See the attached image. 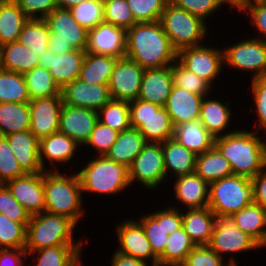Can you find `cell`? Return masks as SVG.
<instances>
[{"label": "cell", "mask_w": 266, "mask_h": 266, "mask_svg": "<svg viewBox=\"0 0 266 266\" xmlns=\"http://www.w3.org/2000/svg\"><path fill=\"white\" fill-rule=\"evenodd\" d=\"M125 57L144 70L172 65L177 51L172 47L160 21L136 23L126 30Z\"/></svg>", "instance_id": "6da1fadb"}, {"label": "cell", "mask_w": 266, "mask_h": 266, "mask_svg": "<svg viewBox=\"0 0 266 266\" xmlns=\"http://www.w3.org/2000/svg\"><path fill=\"white\" fill-rule=\"evenodd\" d=\"M259 133L240 128L215 138L214 147L229 161L233 175L252 179L266 168V140Z\"/></svg>", "instance_id": "7a4b0ae2"}, {"label": "cell", "mask_w": 266, "mask_h": 266, "mask_svg": "<svg viewBox=\"0 0 266 266\" xmlns=\"http://www.w3.org/2000/svg\"><path fill=\"white\" fill-rule=\"evenodd\" d=\"M45 211L65 216L76 225L85 213L77 171L71 175L59 171H44Z\"/></svg>", "instance_id": "3957f363"}, {"label": "cell", "mask_w": 266, "mask_h": 266, "mask_svg": "<svg viewBox=\"0 0 266 266\" xmlns=\"http://www.w3.org/2000/svg\"><path fill=\"white\" fill-rule=\"evenodd\" d=\"M92 158L77 171L83 197L86 192L92 195H116L130 186L129 170L125 165L116 163L105 155H95Z\"/></svg>", "instance_id": "277c9868"}, {"label": "cell", "mask_w": 266, "mask_h": 266, "mask_svg": "<svg viewBox=\"0 0 266 266\" xmlns=\"http://www.w3.org/2000/svg\"><path fill=\"white\" fill-rule=\"evenodd\" d=\"M77 225L69 218L46 211L32 215L27 225L25 251H37L58 245H83L73 238Z\"/></svg>", "instance_id": "5b68a950"}, {"label": "cell", "mask_w": 266, "mask_h": 266, "mask_svg": "<svg viewBox=\"0 0 266 266\" xmlns=\"http://www.w3.org/2000/svg\"><path fill=\"white\" fill-rule=\"evenodd\" d=\"M160 22L172 47L177 52L183 48L203 45V40L208 35L207 22L170 1L162 13Z\"/></svg>", "instance_id": "8992f818"}, {"label": "cell", "mask_w": 266, "mask_h": 266, "mask_svg": "<svg viewBox=\"0 0 266 266\" xmlns=\"http://www.w3.org/2000/svg\"><path fill=\"white\" fill-rule=\"evenodd\" d=\"M254 203V186L250 178L231 175L210 184L208 207L216 217H230Z\"/></svg>", "instance_id": "52a82bcc"}, {"label": "cell", "mask_w": 266, "mask_h": 266, "mask_svg": "<svg viewBox=\"0 0 266 266\" xmlns=\"http://www.w3.org/2000/svg\"><path fill=\"white\" fill-rule=\"evenodd\" d=\"M131 128L138 129L146 142L163 143L174 136V126L165 107L135 99L129 102Z\"/></svg>", "instance_id": "ba28073f"}, {"label": "cell", "mask_w": 266, "mask_h": 266, "mask_svg": "<svg viewBox=\"0 0 266 266\" xmlns=\"http://www.w3.org/2000/svg\"><path fill=\"white\" fill-rule=\"evenodd\" d=\"M44 20L50 30L48 49L56 56L73 49L85 50L88 31L74 20L68 9L56 8Z\"/></svg>", "instance_id": "9c48e42d"}, {"label": "cell", "mask_w": 266, "mask_h": 266, "mask_svg": "<svg viewBox=\"0 0 266 266\" xmlns=\"http://www.w3.org/2000/svg\"><path fill=\"white\" fill-rule=\"evenodd\" d=\"M244 40V41H243ZM223 48L224 65L253 72L252 80L266 76V41L249 37Z\"/></svg>", "instance_id": "30bf717a"}, {"label": "cell", "mask_w": 266, "mask_h": 266, "mask_svg": "<svg viewBox=\"0 0 266 266\" xmlns=\"http://www.w3.org/2000/svg\"><path fill=\"white\" fill-rule=\"evenodd\" d=\"M128 170L131 186L139 181L146 189L156 190L166 180L162 143L147 142Z\"/></svg>", "instance_id": "8fae6325"}, {"label": "cell", "mask_w": 266, "mask_h": 266, "mask_svg": "<svg viewBox=\"0 0 266 266\" xmlns=\"http://www.w3.org/2000/svg\"><path fill=\"white\" fill-rule=\"evenodd\" d=\"M180 210L169 205L163 210L157 211L156 209L155 212L144 214L140 219H137L142 225L151 249L157 258L163 254L168 236L182 228V210Z\"/></svg>", "instance_id": "7c38bea8"}, {"label": "cell", "mask_w": 266, "mask_h": 266, "mask_svg": "<svg viewBox=\"0 0 266 266\" xmlns=\"http://www.w3.org/2000/svg\"><path fill=\"white\" fill-rule=\"evenodd\" d=\"M177 60L212 87L213 81L217 80L220 71L225 68L223 50L211 45L183 48L177 52Z\"/></svg>", "instance_id": "4fadbf2b"}, {"label": "cell", "mask_w": 266, "mask_h": 266, "mask_svg": "<svg viewBox=\"0 0 266 266\" xmlns=\"http://www.w3.org/2000/svg\"><path fill=\"white\" fill-rule=\"evenodd\" d=\"M208 246L222 259H225L224 254L227 257L229 253L231 255L261 248L251 236L238 228L230 217H216Z\"/></svg>", "instance_id": "5bb4252c"}, {"label": "cell", "mask_w": 266, "mask_h": 266, "mask_svg": "<svg viewBox=\"0 0 266 266\" xmlns=\"http://www.w3.org/2000/svg\"><path fill=\"white\" fill-rule=\"evenodd\" d=\"M144 69L135 61L119 58L108 87L112 99L131 102L139 97Z\"/></svg>", "instance_id": "9a60e30c"}, {"label": "cell", "mask_w": 266, "mask_h": 266, "mask_svg": "<svg viewBox=\"0 0 266 266\" xmlns=\"http://www.w3.org/2000/svg\"><path fill=\"white\" fill-rule=\"evenodd\" d=\"M115 230L119 243L117 252L142 260L145 263L151 261L149 262L150 266H158V258L151 249L142 225L136 219H125L116 226Z\"/></svg>", "instance_id": "2e32d148"}, {"label": "cell", "mask_w": 266, "mask_h": 266, "mask_svg": "<svg viewBox=\"0 0 266 266\" xmlns=\"http://www.w3.org/2000/svg\"><path fill=\"white\" fill-rule=\"evenodd\" d=\"M62 94L38 98L29 101L30 128L29 130L40 141L52 133L59 131Z\"/></svg>", "instance_id": "e0dca14e"}, {"label": "cell", "mask_w": 266, "mask_h": 266, "mask_svg": "<svg viewBox=\"0 0 266 266\" xmlns=\"http://www.w3.org/2000/svg\"><path fill=\"white\" fill-rule=\"evenodd\" d=\"M85 55V50L73 49L56 56L54 52L48 49L40 54L38 66L48 69L62 90L68 83L79 77Z\"/></svg>", "instance_id": "ac0fdd59"}, {"label": "cell", "mask_w": 266, "mask_h": 266, "mask_svg": "<svg viewBox=\"0 0 266 266\" xmlns=\"http://www.w3.org/2000/svg\"><path fill=\"white\" fill-rule=\"evenodd\" d=\"M87 53L124 58L126 55V30L110 23H100L87 32Z\"/></svg>", "instance_id": "d6986e66"}, {"label": "cell", "mask_w": 266, "mask_h": 266, "mask_svg": "<svg viewBox=\"0 0 266 266\" xmlns=\"http://www.w3.org/2000/svg\"><path fill=\"white\" fill-rule=\"evenodd\" d=\"M5 185L30 216L45 211L44 172L27 173L7 181Z\"/></svg>", "instance_id": "ffe728a7"}, {"label": "cell", "mask_w": 266, "mask_h": 266, "mask_svg": "<svg viewBox=\"0 0 266 266\" xmlns=\"http://www.w3.org/2000/svg\"><path fill=\"white\" fill-rule=\"evenodd\" d=\"M98 122L97 111L63 104L60 112L59 132L84 146Z\"/></svg>", "instance_id": "44dd1931"}, {"label": "cell", "mask_w": 266, "mask_h": 266, "mask_svg": "<svg viewBox=\"0 0 266 266\" xmlns=\"http://www.w3.org/2000/svg\"><path fill=\"white\" fill-rule=\"evenodd\" d=\"M63 104L100 110L112 98L108 84H91L80 79L68 83L61 90Z\"/></svg>", "instance_id": "7402d4cb"}, {"label": "cell", "mask_w": 266, "mask_h": 266, "mask_svg": "<svg viewBox=\"0 0 266 266\" xmlns=\"http://www.w3.org/2000/svg\"><path fill=\"white\" fill-rule=\"evenodd\" d=\"M82 148L73 139L61 132H55L39 141V161L44 171H59L57 166L67 165L75 158L76 151ZM52 165L50 169L45 162ZM58 163V164H57ZM67 163V164H66ZM52 168V169H51Z\"/></svg>", "instance_id": "603a6c76"}, {"label": "cell", "mask_w": 266, "mask_h": 266, "mask_svg": "<svg viewBox=\"0 0 266 266\" xmlns=\"http://www.w3.org/2000/svg\"><path fill=\"white\" fill-rule=\"evenodd\" d=\"M176 179V180H175ZM174 197L185 210L208 207L210 184L195 173L174 178Z\"/></svg>", "instance_id": "cb8c5ba5"}, {"label": "cell", "mask_w": 266, "mask_h": 266, "mask_svg": "<svg viewBox=\"0 0 266 266\" xmlns=\"http://www.w3.org/2000/svg\"><path fill=\"white\" fill-rule=\"evenodd\" d=\"M173 86L171 65L145 69L138 99L164 107Z\"/></svg>", "instance_id": "d4e9b609"}, {"label": "cell", "mask_w": 266, "mask_h": 266, "mask_svg": "<svg viewBox=\"0 0 266 266\" xmlns=\"http://www.w3.org/2000/svg\"><path fill=\"white\" fill-rule=\"evenodd\" d=\"M204 96L190 93L182 88L173 86L165 104L173 126L180 123L199 119L200 107Z\"/></svg>", "instance_id": "484cf974"}, {"label": "cell", "mask_w": 266, "mask_h": 266, "mask_svg": "<svg viewBox=\"0 0 266 266\" xmlns=\"http://www.w3.org/2000/svg\"><path fill=\"white\" fill-rule=\"evenodd\" d=\"M9 146L26 173L44 172L39 161V140L30 131L6 135Z\"/></svg>", "instance_id": "4316f807"}, {"label": "cell", "mask_w": 266, "mask_h": 266, "mask_svg": "<svg viewBox=\"0 0 266 266\" xmlns=\"http://www.w3.org/2000/svg\"><path fill=\"white\" fill-rule=\"evenodd\" d=\"M231 111L228 101L224 103L212 97L209 99L206 95L201 103L199 120L214 138H218L236 131L226 132L232 121Z\"/></svg>", "instance_id": "83f0119b"}, {"label": "cell", "mask_w": 266, "mask_h": 266, "mask_svg": "<svg viewBox=\"0 0 266 266\" xmlns=\"http://www.w3.org/2000/svg\"><path fill=\"white\" fill-rule=\"evenodd\" d=\"M215 224L216 215L209 207L182 212V227L195 246L209 244Z\"/></svg>", "instance_id": "f1b7e54d"}, {"label": "cell", "mask_w": 266, "mask_h": 266, "mask_svg": "<svg viewBox=\"0 0 266 266\" xmlns=\"http://www.w3.org/2000/svg\"><path fill=\"white\" fill-rule=\"evenodd\" d=\"M173 139L196 155L211 149L215 140L199 119L175 126Z\"/></svg>", "instance_id": "f546056e"}, {"label": "cell", "mask_w": 266, "mask_h": 266, "mask_svg": "<svg viewBox=\"0 0 266 266\" xmlns=\"http://www.w3.org/2000/svg\"><path fill=\"white\" fill-rule=\"evenodd\" d=\"M166 178L194 173L196 154L179 144L175 139L162 143ZM171 174H169V173Z\"/></svg>", "instance_id": "4dcf8cb0"}, {"label": "cell", "mask_w": 266, "mask_h": 266, "mask_svg": "<svg viewBox=\"0 0 266 266\" xmlns=\"http://www.w3.org/2000/svg\"><path fill=\"white\" fill-rule=\"evenodd\" d=\"M234 224L251 236L261 247L266 246V209L256 203L230 216Z\"/></svg>", "instance_id": "1f68e13d"}, {"label": "cell", "mask_w": 266, "mask_h": 266, "mask_svg": "<svg viewBox=\"0 0 266 266\" xmlns=\"http://www.w3.org/2000/svg\"><path fill=\"white\" fill-rule=\"evenodd\" d=\"M146 143L144 136L138 129L130 128L119 132L117 140L105 156L129 168Z\"/></svg>", "instance_id": "d6a6232c"}, {"label": "cell", "mask_w": 266, "mask_h": 266, "mask_svg": "<svg viewBox=\"0 0 266 266\" xmlns=\"http://www.w3.org/2000/svg\"><path fill=\"white\" fill-rule=\"evenodd\" d=\"M83 245H58L37 251H26L35 266H78Z\"/></svg>", "instance_id": "836d02e7"}, {"label": "cell", "mask_w": 266, "mask_h": 266, "mask_svg": "<svg viewBox=\"0 0 266 266\" xmlns=\"http://www.w3.org/2000/svg\"><path fill=\"white\" fill-rule=\"evenodd\" d=\"M1 67L24 74L38 66L39 56L19 41L0 45Z\"/></svg>", "instance_id": "e575fe53"}, {"label": "cell", "mask_w": 266, "mask_h": 266, "mask_svg": "<svg viewBox=\"0 0 266 266\" xmlns=\"http://www.w3.org/2000/svg\"><path fill=\"white\" fill-rule=\"evenodd\" d=\"M194 173L209 184L233 175L229 161L214 146L196 155Z\"/></svg>", "instance_id": "d590c367"}, {"label": "cell", "mask_w": 266, "mask_h": 266, "mask_svg": "<svg viewBox=\"0 0 266 266\" xmlns=\"http://www.w3.org/2000/svg\"><path fill=\"white\" fill-rule=\"evenodd\" d=\"M28 19L14 0H0V45L18 41Z\"/></svg>", "instance_id": "8d00e7d4"}, {"label": "cell", "mask_w": 266, "mask_h": 266, "mask_svg": "<svg viewBox=\"0 0 266 266\" xmlns=\"http://www.w3.org/2000/svg\"><path fill=\"white\" fill-rule=\"evenodd\" d=\"M118 59L86 52L78 79L91 84H108Z\"/></svg>", "instance_id": "74e56055"}, {"label": "cell", "mask_w": 266, "mask_h": 266, "mask_svg": "<svg viewBox=\"0 0 266 266\" xmlns=\"http://www.w3.org/2000/svg\"><path fill=\"white\" fill-rule=\"evenodd\" d=\"M30 128L28 103H0V135L23 132Z\"/></svg>", "instance_id": "f35d334b"}, {"label": "cell", "mask_w": 266, "mask_h": 266, "mask_svg": "<svg viewBox=\"0 0 266 266\" xmlns=\"http://www.w3.org/2000/svg\"><path fill=\"white\" fill-rule=\"evenodd\" d=\"M194 247L183 227L174 231L167 238L166 248L158 258V266L181 265Z\"/></svg>", "instance_id": "ab89813d"}, {"label": "cell", "mask_w": 266, "mask_h": 266, "mask_svg": "<svg viewBox=\"0 0 266 266\" xmlns=\"http://www.w3.org/2000/svg\"><path fill=\"white\" fill-rule=\"evenodd\" d=\"M27 84L30 100L59 95L61 89L58 87L49 70L37 66L23 74Z\"/></svg>", "instance_id": "60d3db41"}, {"label": "cell", "mask_w": 266, "mask_h": 266, "mask_svg": "<svg viewBox=\"0 0 266 266\" xmlns=\"http://www.w3.org/2000/svg\"><path fill=\"white\" fill-rule=\"evenodd\" d=\"M49 39L50 30L44 19H28L23 26L18 41L40 56L48 50Z\"/></svg>", "instance_id": "b9f144b4"}, {"label": "cell", "mask_w": 266, "mask_h": 266, "mask_svg": "<svg viewBox=\"0 0 266 266\" xmlns=\"http://www.w3.org/2000/svg\"><path fill=\"white\" fill-rule=\"evenodd\" d=\"M27 84L24 75L10 70L0 69V103H28Z\"/></svg>", "instance_id": "7bdbcfd3"}, {"label": "cell", "mask_w": 266, "mask_h": 266, "mask_svg": "<svg viewBox=\"0 0 266 266\" xmlns=\"http://www.w3.org/2000/svg\"><path fill=\"white\" fill-rule=\"evenodd\" d=\"M98 121L122 132L131 128L129 102L111 99L97 111Z\"/></svg>", "instance_id": "ee69618b"}, {"label": "cell", "mask_w": 266, "mask_h": 266, "mask_svg": "<svg viewBox=\"0 0 266 266\" xmlns=\"http://www.w3.org/2000/svg\"><path fill=\"white\" fill-rule=\"evenodd\" d=\"M171 73L174 86L201 96H212L210 95V89H213L214 87H212L206 80L198 77L193 72H190L178 60L171 65Z\"/></svg>", "instance_id": "f6af8a7d"}, {"label": "cell", "mask_w": 266, "mask_h": 266, "mask_svg": "<svg viewBox=\"0 0 266 266\" xmlns=\"http://www.w3.org/2000/svg\"><path fill=\"white\" fill-rule=\"evenodd\" d=\"M68 10L74 20L87 31L104 22L103 0H86Z\"/></svg>", "instance_id": "bcb514c9"}, {"label": "cell", "mask_w": 266, "mask_h": 266, "mask_svg": "<svg viewBox=\"0 0 266 266\" xmlns=\"http://www.w3.org/2000/svg\"><path fill=\"white\" fill-rule=\"evenodd\" d=\"M27 225L12 221L0 213V249H24Z\"/></svg>", "instance_id": "7dc6e473"}, {"label": "cell", "mask_w": 266, "mask_h": 266, "mask_svg": "<svg viewBox=\"0 0 266 266\" xmlns=\"http://www.w3.org/2000/svg\"><path fill=\"white\" fill-rule=\"evenodd\" d=\"M104 22L128 30L137 22L126 0H103Z\"/></svg>", "instance_id": "c3c4849f"}, {"label": "cell", "mask_w": 266, "mask_h": 266, "mask_svg": "<svg viewBox=\"0 0 266 266\" xmlns=\"http://www.w3.org/2000/svg\"><path fill=\"white\" fill-rule=\"evenodd\" d=\"M137 23L160 21L170 0H126Z\"/></svg>", "instance_id": "681fc988"}, {"label": "cell", "mask_w": 266, "mask_h": 266, "mask_svg": "<svg viewBox=\"0 0 266 266\" xmlns=\"http://www.w3.org/2000/svg\"><path fill=\"white\" fill-rule=\"evenodd\" d=\"M26 174L15 158L6 136L0 135V184Z\"/></svg>", "instance_id": "f907efd6"}, {"label": "cell", "mask_w": 266, "mask_h": 266, "mask_svg": "<svg viewBox=\"0 0 266 266\" xmlns=\"http://www.w3.org/2000/svg\"><path fill=\"white\" fill-rule=\"evenodd\" d=\"M235 259L223 261V259L215 253L208 245L195 246L193 250L187 255L182 266H238ZM225 262V263H223Z\"/></svg>", "instance_id": "816d5d0a"}, {"label": "cell", "mask_w": 266, "mask_h": 266, "mask_svg": "<svg viewBox=\"0 0 266 266\" xmlns=\"http://www.w3.org/2000/svg\"><path fill=\"white\" fill-rule=\"evenodd\" d=\"M118 134L117 130L98 121L84 147L95 149L93 151H97L94 152L97 156L105 155L117 140Z\"/></svg>", "instance_id": "f5cc1de1"}, {"label": "cell", "mask_w": 266, "mask_h": 266, "mask_svg": "<svg viewBox=\"0 0 266 266\" xmlns=\"http://www.w3.org/2000/svg\"><path fill=\"white\" fill-rule=\"evenodd\" d=\"M0 213L15 222L28 224L30 214L12 196L11 191L5 184H0Z\"/></svg>", "instance_id": "db71d44e"}, {"label": "cell", "mask_w": 266, "mask_h": 266, "mask_svg": "<svg viewBox=\"0 0 266 266\" xmlns=\"http://www.w3.org/2000/svg\"><path fill=\"white\" fill-rule=\"evenodd\" d=\"M250 16V22L259 33L255 38L266 41V0H246L238 9Z\"/></svg>", "instance_id": "11a10c76"}, {"label": "cell", "mask_w": 266, "mask_h": 266, "mask_svg": "<svg viewBox=\"0 0 266 266\" xmlns=\"http://www.w3.org/2000/svg\"><path fill=\"white\" fill-rule=\"evenodd\" d=\"M170 2L192 15L200 17L205 22H207V18L211 17V14L226 5L223 0H170Z\"/></svg>", "instance_id": "9f6ffc18"}, {"label": "cell", "mask_w": 266, "mask_h": 266, "mask_svg": "<svg viewBox=\"0 0 266 266\" xmlns=\"http://www.w3.org/2000/svg\"><path fill=\"white\" fill-rule=\"evenodd\" d=\"M251 90L255 104L256 121L258 127L255 130H263L266 134V76L251 80Z\"/></svg>", "instance_id": "6f0895ef"}, {"label": "cell", "mask_w": 266, "mask_h": 266, "mask_svg": "<svg viewBox=\"0 0 266 266\" xmlns=\"http://www.w3.org/2000/svg\"><path fill=\"white\" fill-rule=\"evenodd\" d=\"M29 19H45L58 8L55 0H14Z\"/></svg>", "instance_id": "680465c9"}, {"label": "cell", "mask_w": 266, "mask_h": 266, "mask_svg": "<svg viewBox=\"0 0 266 266\" xmlns=\"http://www.w3.org/2000/svg\"><path fill=\"white\" fill-rule=\"evenodd\" d=\"M25 258V249H0V266H25Z\"/></svg>", "instance_id": "91938a15"}, {"label": "cell", "mask_w": 266, "mask_h": 266, "mask_svg": "<svg viewBox=\"0 0 266 266\" xmlns=\"http://www.w3.org/2000/svg\"><path fill=\"white\" fill-rule=\"evenodd\" d=\"M254 186V203L266 209V168L251 179Z\"/></svg>", "instance_id": "94428289"}, {"label": "cell", "mask_w": 266, "mask_h": 266, "mask_svg": "<svg viewBox=\"0 0 266 266\" xmlns=\"http://www.w3.org/2000/svg\"><path fill=\"white\" fill-rule=\"evenodd\" d=\"M111 266H148V264L142 260L121 254L115 250L112 255Z\"/></svg>", "instance_id": "6125c7cd"}, {"label": "cell", "mask_w": 266, "mask_h": 266, "mask_svg": "<svg viewBox=\"0 0 266 266\" xmlns=\"http://www.w3.org/2000/svg\"><path fill=\"white\" fill-rule=\"evenodd\" d=\"M58 8L69 9L70 7L80 4L86 0H55Z\"/></svg>", "instance_id": "be15d7a7"}, {"label": "cell", "mask_w": 266, "mask_h": 266, "mask_svg": "<svg viewBox=\"0 0 266 266\" xmlns=\"http://www.w3.org/2000/svg\"><path fill=\"white\" fill-rule=\"evenodd\" d=\"M223 1L225 2V4H227L230 7L231 12L233 9L237 10L243 4V0H223Z\"/></svg>", "instance_id": "e7e4bbea"}]
</instances>
